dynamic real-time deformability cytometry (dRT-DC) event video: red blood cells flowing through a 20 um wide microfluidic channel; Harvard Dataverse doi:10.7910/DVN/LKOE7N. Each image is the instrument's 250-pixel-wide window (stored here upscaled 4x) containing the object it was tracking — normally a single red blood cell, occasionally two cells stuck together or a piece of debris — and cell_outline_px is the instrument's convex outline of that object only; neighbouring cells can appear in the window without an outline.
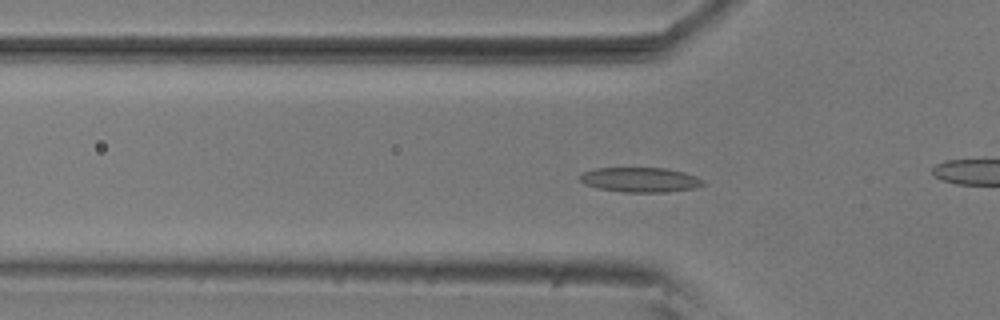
{"species": "common noctule bat (a hibernating species)", "species_latin": "Nyctalus noctula", "temperature_condition": "room temperature", "stored_images_in_passage": 53, "camera_frame_rate_fps": 3000, "um_per_image_px": 0.085, "animal": {"sex": "male", "body_mass_g": 20.5, "forearm_length_mm": 52.5}, "frame": {"image": 1, "passage_image": 15, "time_ms": 4.667, "image_size_px": [1000, 320], "cell_outline_px": [[704, 184], [696, 188], [668, 192], [624, 192], [596, 188], [584, 184], [580, 180], [580, 176], [584, 172], [596, 168], [664, 168], [684, 172], [696, 176], [704, 180]], "centroid_in_image_um": [54.44, 15.28], "position_along_channel_um": 71.4, "area_um2": 17.8}}
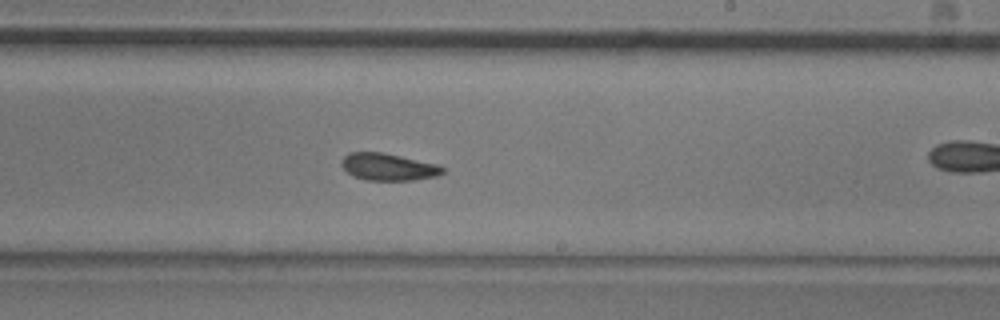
{"frame": {"image": 2, "passage_image": 30, "time_ms": 9.667, "image_size_px": [1000, 320], "cell_outline_px": [[444, 172], [436, 176], [416, 180], [368, 180], [352, 176], [340, 164], [344, 156], [348, 152], [380, 152], [400, 156], [436, 164], [444, 168]], "centroid_in_image_um": [32.98, 14.19], "position_along_channel_um": 256.0, "area_um2": 15.84}}
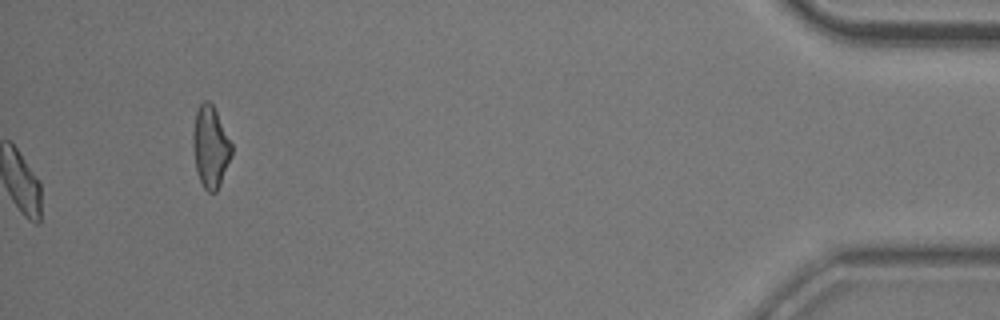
{"frame": {"image": 3, "passage_image": 53, "time_ms": 17.333, "image_size_px": [1000, 320], "cell_outline_px": [[232, 156], [220, 184], [216, 192], [208, 192], [204, 188], [200, 180], [196, 168], [192, 144], [192, 132], [196, 112], [200, 104], [204, 100], [208, 100], [212, 104], [232, 144]], "centroid_in_image_um": [17.88, 12.49], "position_along_channel_um": 417.3, "area_um2": 18.26}, "authors_computed_cell_mechanics": {"area_um2": 16.473, "velocity_mm_per_s": 3.6758, "shape_relaxation_time_tau1_ms": 5.9664, "shape_relaxation_time_tau2_ms": 2.9554, "deformation_change_tau1": 0.1375, "deformation_change_tau2": 0.1028}}